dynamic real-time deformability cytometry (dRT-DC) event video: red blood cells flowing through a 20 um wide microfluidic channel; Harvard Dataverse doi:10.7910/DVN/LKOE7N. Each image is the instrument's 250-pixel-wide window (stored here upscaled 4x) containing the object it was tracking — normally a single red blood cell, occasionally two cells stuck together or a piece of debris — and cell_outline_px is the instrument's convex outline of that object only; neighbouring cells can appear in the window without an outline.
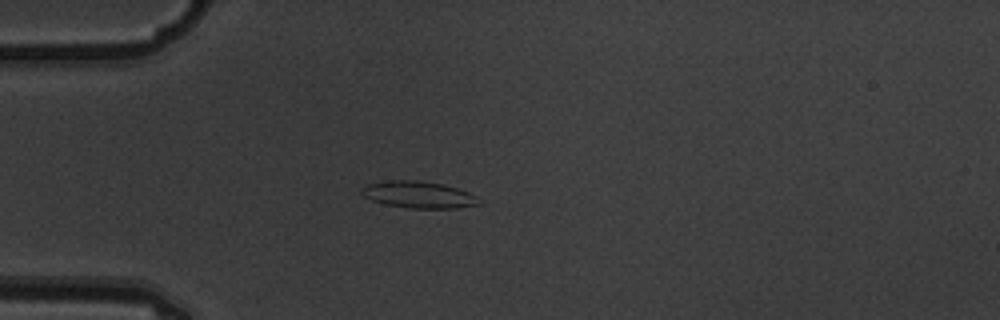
{"species": "common noctule bat (a hibernating species)", "species_latin": "Nyctalus noctula", "temperature_condition": "warm", "stored_images_in_passage": 3, "camera_frame_rate_fps": 3000, "um_per_image_px": 0.085, "animal": {"sex": "male", "body_mass_g": 19.5, "forearm_length_mm": 54.6}, "frame": {"image": 1, "passage_image": 3, "time_ms": 0.667, "image_size_px": [1000, 320], "cell_outline_px": [[484, 204], [460, 208], [408, 208], [384, 204], [372, 200], [364, 196], [360, 192], [360, 188], [368, 184], [388, 180], [416, 180], [444, 184], [468, 192], [476, 196]], "centroid_in_image_um": [35.6, 16.55], "position_along_channel_um": 49.4, "area_um2": 18.5}}